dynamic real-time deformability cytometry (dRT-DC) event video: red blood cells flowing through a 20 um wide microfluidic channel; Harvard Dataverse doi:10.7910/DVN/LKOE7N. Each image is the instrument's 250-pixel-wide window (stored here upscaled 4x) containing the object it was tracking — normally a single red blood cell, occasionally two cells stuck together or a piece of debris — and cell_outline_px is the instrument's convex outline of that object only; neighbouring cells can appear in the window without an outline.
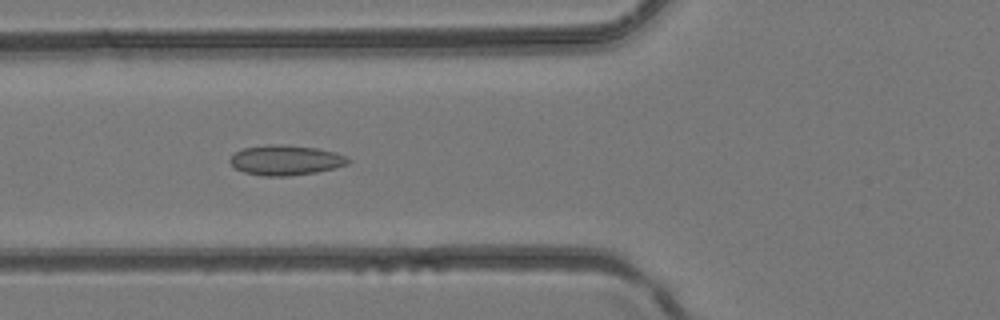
{"species": "common noctule bat (a hibernating species)", "species_latin": "Nyctalus noctula", "temperature_condition": "room temperature", "stored_images_in_passage": 30, "camera_frame_rate_fps": 3000, "um_per_image_px": 0.085, "animal": {"sex": "female", "body_mass_g": 24.6, "forearm_length_mm": 56.2}, "frame": {"image": 1, "passage_image": 5, "time_ms": 1.333, "image_size_px": [1000, 320], "cell_outline_px": [[352, 160], [348, 164], [316, 172], [288, 176], [264, 176], [244, 172], [236, 168], [228, 160], [236, 152], [244, 148], [272, 144], [284, 144], [316, 148], [336, 152]], "centroid_in_image_um": [24.29, 13.61], "position_along_channel_um": 101.5, "area_um2": 20.52}}
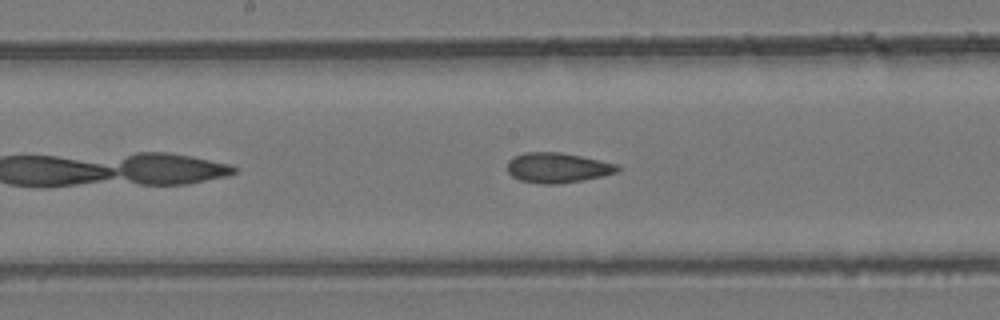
{"frame": {"image": 2, "passage_image": 11, "time_ms": 3.333, "image_size_px": [1000, 320], "cell_outline_px": [[620, 168], [616, 172], [604, 176], [584, 180], [560, 184], [544, 184], [520, 180], [512, 176], [508, 172], [508, 160], [512, 156], [524, 152], [560, 152], [600, 160], [616, 164]], "centroid_in_image_um": [47.37, 14.26], "position_along_channel_um": 200.8, "area_um2": 19.36}}
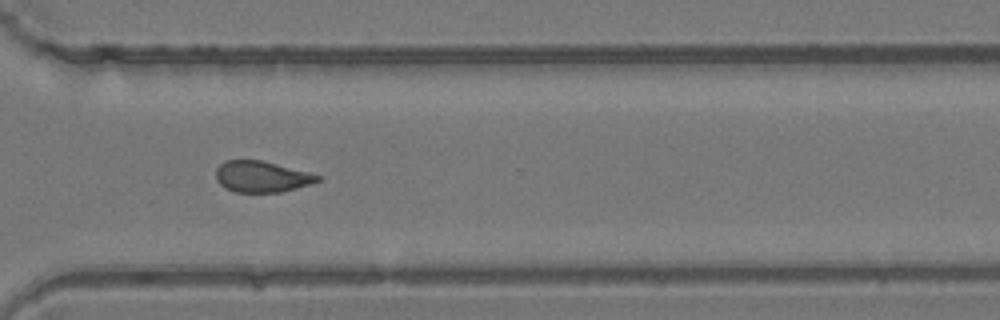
{"frame": {"image": 3, "passage_image": 20, "time_ms": 6.333, "image_size_px": [1000, 320], "cell_outline_px": [[320, 180], [312, 184], [280, 192], [236, 192], [224, 188], [216, 180], [216, 168], [224, 160], [260, 160], [308, 172], [320, 176]], "centroid_in_image_um": [22.21, 15.02], "position_along_channel_um": 348.4, "area_um2": 18.38}}